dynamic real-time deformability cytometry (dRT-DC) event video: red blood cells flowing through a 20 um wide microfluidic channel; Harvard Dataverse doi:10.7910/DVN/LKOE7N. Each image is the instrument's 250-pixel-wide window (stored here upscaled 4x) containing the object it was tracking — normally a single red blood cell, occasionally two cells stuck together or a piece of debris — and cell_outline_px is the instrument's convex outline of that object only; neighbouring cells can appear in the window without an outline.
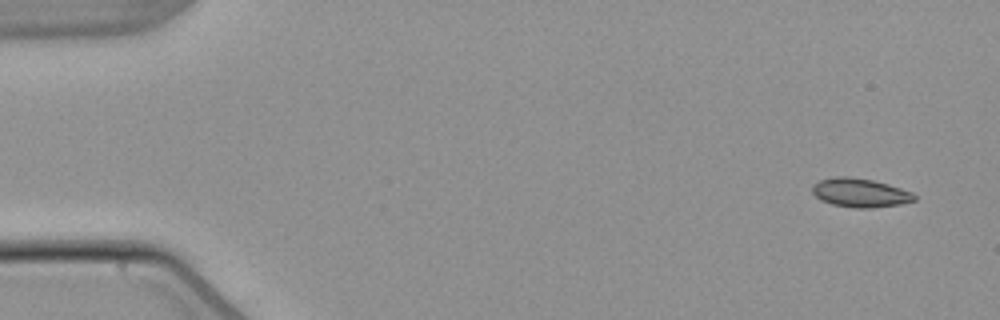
{"species": "common noctule bat (a hibernating species)", "species_latin": "Nyctalus noctula", "temperature_condition": "warm", "stored_images_in_passage": 5, "segment_of_instrument_passage": [1, 2], "camera_frame_rate_fps": 3000, "um_per_image_px": 0.085, "animal": {"sex": "male", "body_mass_g": 21.5, "forearm_length_mm": 52.0}, "frame": {"image": 1, "passage_image": 1, "time_ms": 0.0, "image_size_px": [1000, 320], "cell_outline_px": [[916, 200], [900, 204], [872, 208], [856, 208], [832, 204], [820, 200], [812, 192], [812, 184], [820, 180], [836, 176], [848, 176], [872, 180], [888, 184], [912, 192], [916, 196]], "centroid_in_image_um": [73.1, 16.38], "position_along_channel_um": 11.9, "area_um2": 17.17}}
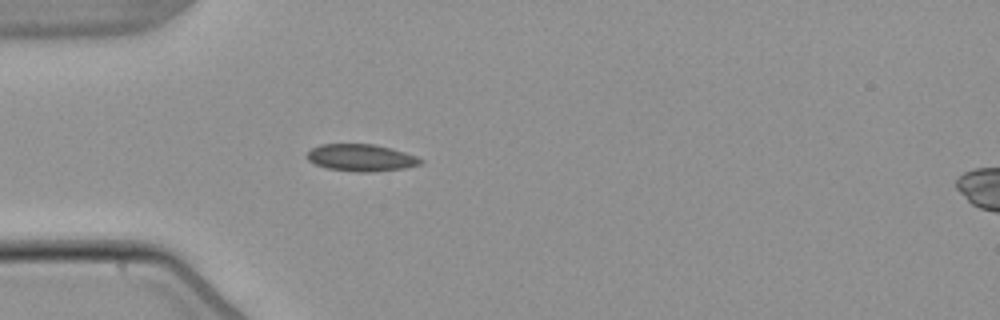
{"frame": {"image": 2, "passage_image": 4, "time_ms": 4.333, "image_size_px": [1000, 320], "cell_outline_px": [[424, 164], [404, 168], [372, 172], [356, 172], [328, 168], [316, 164], [308, 160], [304, 156], [312, 148], [320, 144], [372, 144], [392, 148], [416, 156], [424, 160]], "centroid_in_image_um": [30.71, 13.4], "position_along_channel_um": 54.3, "area_um2": 17.98}}